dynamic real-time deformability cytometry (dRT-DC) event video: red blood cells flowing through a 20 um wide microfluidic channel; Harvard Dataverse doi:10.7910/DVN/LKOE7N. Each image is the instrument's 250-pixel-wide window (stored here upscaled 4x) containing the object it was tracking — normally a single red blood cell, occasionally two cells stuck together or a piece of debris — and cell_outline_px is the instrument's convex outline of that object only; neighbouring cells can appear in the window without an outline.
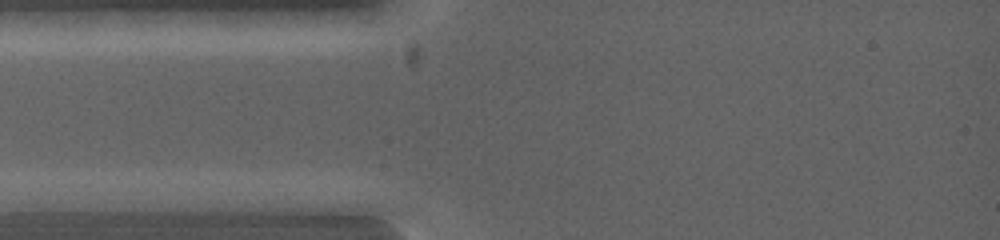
{"species": "common noctule bat (a hibernating species)", "species_latin": "Nyctalus noctula", "temperature_condition": "warm", "stored_images_in_passage": 3, "camera_frame_rate_fps": 5000, "um_per_image_px": 0.085, "animal": {"sex": "female", "body_mass_g": 19.0, "forearm_length_mm": 53.3}, "frame": {"image": 1, "passage_image": 1, "time_ms": 0.0, "image_size_px": [1000, 240], "cell_outline_px": [[140, 200], [84, 212], [16, 212], [12, 200], [64, 192], [112, 192]], "centroid_in_image_um": [6.0, 17.18], "position_along_channel_um": 79.0, "area_um2": 13.58}}